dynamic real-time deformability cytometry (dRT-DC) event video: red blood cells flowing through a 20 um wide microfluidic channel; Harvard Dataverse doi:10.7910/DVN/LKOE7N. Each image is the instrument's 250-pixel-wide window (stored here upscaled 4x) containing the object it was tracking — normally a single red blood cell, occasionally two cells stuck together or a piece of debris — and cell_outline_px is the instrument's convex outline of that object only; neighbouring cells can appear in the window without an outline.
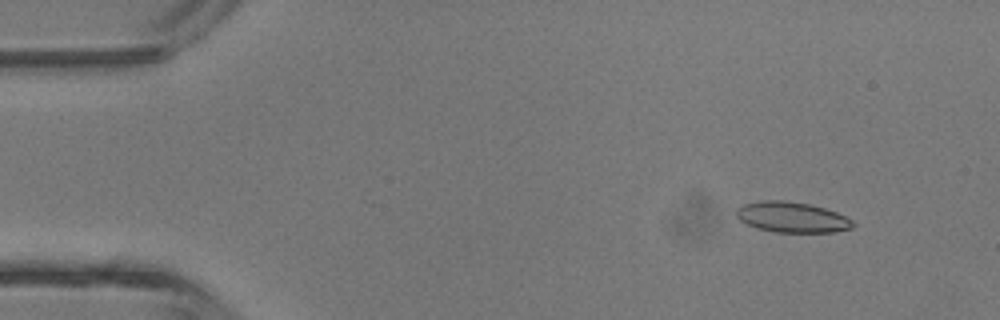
{"species": "common noctule bat (a hibernating species)", "species_latin": "Nyctalus noctula", "temperature_condition": "room temperature", "stored_images_in_passage": 4, "camera_frame_rate_fps": 3000, "um_per_image_px": 0.085, "animal": {"sex": "male", "body_mass_g": 13.3}, "frame": {"image": 1, "passage_image": 2, "time_ms": 1.0, "image_size_px": [1000, 320], "cell_outline_px": [[856, 224], [852, 228], [836, 232], [776, 232], [756, 228], [740, 220], [736, 216], [736, 208], [744, 204], [760, 200], [784, 200], [812, 204], [836, 212], [852, 220]], "centroid_in_image_um": [67.32, 18.46], "position_along_channel_um": 17.7, "area_um2": 20.87}}
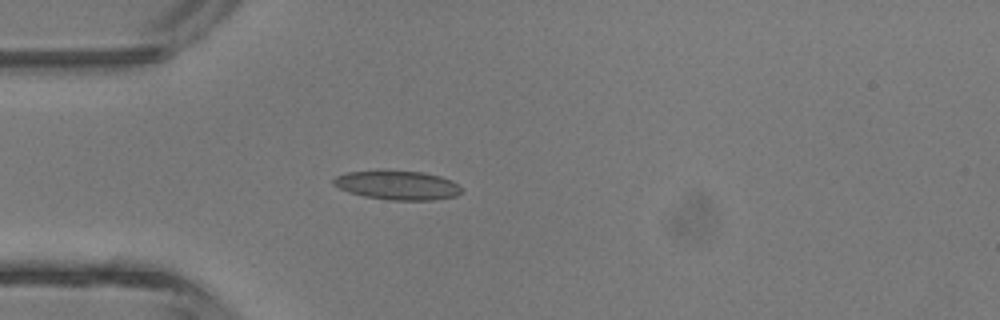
{"frame": {"image": 2, "passage_image": 4, "time_ms": 3.667, "image_size_px": [1000, 320], "cell_outline_px": [[464, 188], [456, 196], [432, 200], [388, 200], [364, 196], [348, 192], [332, 184], [332, 180], [336, 176], [348, 172], [384, 168], [424, 172], [440, 176], [452, 180]], "centroid_in_image_um": [33.77, 15.71], "position_along_channel_um": 51.2, "area_um2": 22.43}}